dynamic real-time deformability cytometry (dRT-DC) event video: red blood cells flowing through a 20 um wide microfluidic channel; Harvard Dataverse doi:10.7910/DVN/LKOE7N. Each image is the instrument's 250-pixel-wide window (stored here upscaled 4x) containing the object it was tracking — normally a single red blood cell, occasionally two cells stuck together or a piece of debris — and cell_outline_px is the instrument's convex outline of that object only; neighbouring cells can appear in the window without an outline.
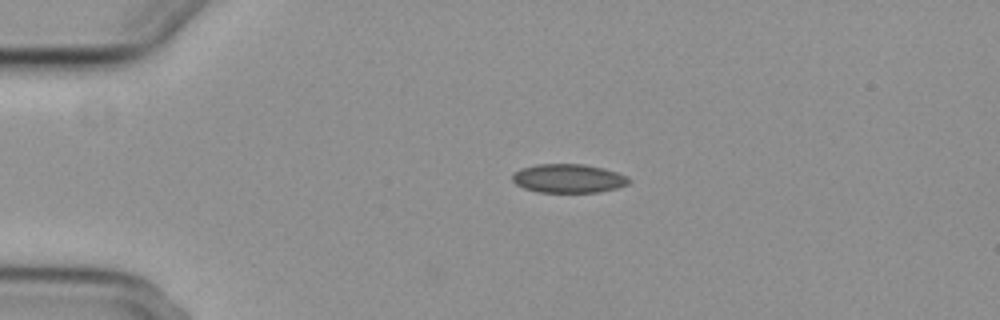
{"species": "common noctule bat (a hibernating species)", "species_latin": "Nyctalus noctula", "temperature_condition": "cold", "stored_images_in_passage": 3, "camera_frame_rate_fps": 3000, "um_per_image_px": 0.085, "animal": {"sex": "female", "body_mass_g": 29.2, "forearm_length_mm": 56.3}, "frame": {"image": 1, "passage_image": 3, "time_ms": 2.333, "image_size_px": [1000, 320], "cell_outline_px": [[632, 180], [628, 184], [616, 188], [600, 192], [536, 192], [524, 188], [516, 184], [512, 180], [512, 176], [520, 168], [536, 164], [584, 164], [616, 172]], "centroid_in_image_um": [48.28, 15.17], "position_along_channel_um": 36.7, "area_um2": 19.42}}